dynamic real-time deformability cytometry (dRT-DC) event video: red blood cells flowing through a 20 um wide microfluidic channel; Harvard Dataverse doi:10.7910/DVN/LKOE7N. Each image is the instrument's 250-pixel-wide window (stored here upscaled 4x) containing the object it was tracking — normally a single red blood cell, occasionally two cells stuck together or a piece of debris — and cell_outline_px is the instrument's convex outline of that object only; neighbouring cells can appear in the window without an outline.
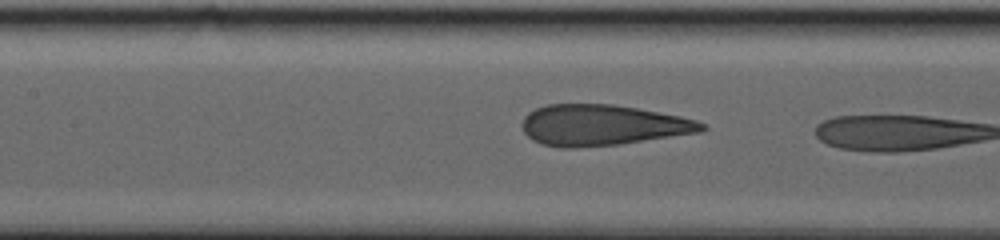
{"species": "human", "species_latin": "Homo sapiens", "temperature_condition": "warm", "stored_images_in_passage": 7, "camera_frame_rate_fps": 3000, "um_per_image_px": 0.085, "donor": {"sex": "male"}, "frame": {"image": 1, "passage_image": 6, "time_ms": 2.667, "image_size_px": [1000, 240], "cell_outline_px": [[708, 128], [700, 132], [620, 144], [576, 148], [560, 148], [540, 144], [532, 140], [524, 132], [520, 124], [524, 116], [528, 112], [544, 104], [612, 104], [636, 108], [680, 116], [696, 120], [704, 124]], "centroid_in_image_um": [51.14, 10.64], "position_along_channel_um": 156.3, "area_um2": 43.0}}